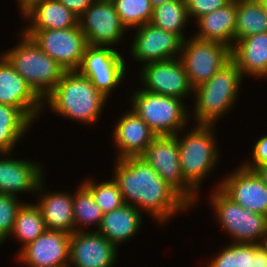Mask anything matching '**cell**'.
<instances>
[{
    "instance_id": "obj_1",
    "label": "cell",
    "mask_w": 267,
    "mask_h": 267,
    "mask_svg": "<svg viewBox=\"0 0 267 267\" xmlns=\"http://www.w3.org/2000/svg\"><path fill=\"white\" fill-rule=\"evenodd\" d=\"M112 178L125 204L141 207L159 222L191 206L140 156L117 159ZM133 203V204H132Z\"/></svg>"
},
{
    "instance_id": "obj_2",
    "label": "cell",
    "mask_w": 267,
    "mask_h": 267,
    "mask_svg": "<svg viewBox=\"0 0 267 267\" xmlns=\"http://www.w3.org/2000/svg\"><path fill=\"white\" fill-rule=\"evenodd\" d=\"M45 100L57 114L89 124L97 122L107 98L89 78L78 71H66Z\"/></svg>"
},
{
    "instance_id": "obj_3",
    "label": "cell",
    "mask_w": 267,
    "mask_h": 267,
    "mask_svg": "<svg viewBox=\"0 0 267 267\" xmlns=\"http://www.w3.org/2000/svg\"><path fill=\"white\" fill-rule=\"evenodd\" d=\"M21 42L3 56L44 101L66 72L54 59L43 52L34 40L22 33Z\"/></svg>"
},
{
    "instance_id": "obj_4",
    "label": "cell",
    "mask_w": 267,
    "mask_h": 267,
    "mask_svg": "<svg viewBox=\"0 0 267 267\" xmlns=\"http://www.w3.org/2000/svg\"><path fill=\"white\" fill-rule=\"evenodd\" d=\"M237 64L231 60L207 82L196 87L194 119L197 124L215 125V122L232 107L242 82Z\"/></svg>"
},
{
    "instance_id": "obj_5",
    "label": "cell",
    "mask_w": 267,
    "mask_h": 267,
    "mask_svg": "<svg viewBox=\"0 0 267 267\" xmlns=\"http://www.w3.org/2000/svg\"><path fill=\"white\" fill-rule=\"evenodd\" d=\"M214 125L198 124L178 140L180 168L184 179L198 192L200 182L213 170L218 160ZM211 170V171H210Z\"/></svg>"
},
{
    "instance_id": "obj_6",
    "label": "cell",
    "mask_w": 267,
    "mask_h": 267,
    "mask_svg": "<svg viewBox=\"0 0 267 267\" xmlns=\"http://www.w3.org/2000/svg\"><path fill=\"white\" fill-rule=\"evenodd\" d=\"M132 111L142 118L157 135H176L186 125L188 114L181 99L154 94L146 90L136 91L130 98ZM180 130V131H179Z\"/></svg>"
},
{
    "instance_id": "obj_7",
    "label": "cell",
    "mask_w": 267,
    "mask_h": 267,
    "mask_svg": "<svg viewBox=\"0 0 267 267\" xmlns=\"http://www.w3.org/2000/svg\"><path fill=\"white\" fill-rule=\"evenodd\" d=\"M210 198L219 223L230 233L234 243H260L267 233V216L244 209L219 187Z\"/></svg>"
},
{
    "instance_id": "obj_8",
    "label": "cell",
    "mask_w": 267,
    "mask_h": 267,
    "mask_svg": "<svg viewBox=\"0 0 267 267\" xmlns=\"http://www.w3.org/2000/svg\"><path fill=\"white\" fill-rule=\"evenodd\" d=\"M187 41L183 42L179 59L193 89L207 82L232 60V48L223 43L195 37Z\"/></svg>"
},
{
    "instance_id": "obj_9",
    "label": "cell",
    "mask_w": 267,
    "mask_h": 267,
    "mask_svg": "<svg viewBox=\"0 0 267 267\" xmlns=\"http://www.w3.org/2000/svg\"><path fill=\"white\" fill-rule=\"evenodd\" d=\"M140 157L190 205L196 202L197 192L181 172L178 140L175 135L156 136Z\"/></svg>"
},
{
    "instance_id": "obj_10",
    "label": "cell",
    "mask_w": 267,
    "mask_h": 267,
    "mask_svg": "<svg viewBox=\"0 0 267 267\" xmlns=\"http://www.w3.org/2000/svg\"><path fill=\"white\" fill-rule=\"evenodd\" d=\"M65 71H77L87 45L79 23L67 29L23 31Z\"/></svg>"
},
{
    "instance_id": "obj_11",
    "label": "cell",
    "mask_w": 267,
    "mask_h": 267,
    "mask_svg": "<svg viewBox=\"0 0 267 267\" xmlns=\"http://www.w3.org/2000/svg\"><path fill=\"white\" fill-rule=\"evenodd\" d=\"M125 66L123 56L115 49L88 45L77 71L89 78L96 89L107 98L124 77Z\"/></svg>"
},
{
    "instance_id": "obj_12",
    "label": "cell",
    "mask_w": 267,
    "mask_h": 267,
    "mask_svg": "<svg viewBox=\"0 0 267 267\" xmlns=\"http://www.w3.org/2000/svg\"><path fill=\"white\" fill-rule=\"evenodd\" d=\"M87 45L112 46L122 39L126 27L109 0H95L78 18Z\"/></svg>"
},
{
    "instance_id": "obj_13",
    "label": "cell",
    "mask_w": 267,
    "mask_h": 267,
    "mask_svg": "<svg viewBox=\"0 0 267 267\" xmlns=\"http://www.w3.org/2000/svg\"><path fill=\"white\" fill-rule=\"evenodd\" d=\"M141 79L143 90L181 100L194 90L179 57L144 64Z\"/></svg>"
},
{
    "instance_id": "obj_14",
    "label": "cell",
    "mask_w": 267,
    "mask_h": 267,
    "mask_svg": "<svg viewBox=\"0 0 267 267\" xmlns=\"http://www.w3.org/2000/svg\"><path fill=\"white\" fill-rule=\"evenodd\" d=\"M131 54L143 64L180 56L184 40L177 34L146 23L136 28ZM177 54V56H176Z\"/></svg>"
},
{
    "instance_id": "obj_15",
    "label": "cell",
    "mask_w": 267,
    "mask_h": 267,
    "mask_svg": "<svg viewBox=\"0 0 267 267\" xmlns=\"http://www.w3.org/2000/svg\"><path fill=\"white\" fill-rule=\"evenodd\" d=\"M69 249V233L46 229L20 250L18 259L29 267H69Z\"/></svg>"
},
{
    "instance_id": "obj_16",
    "label": "cell",
    "mask_w": 267,
    "mask_h": 267,
    "mask_svg": "<svg viewBox=\"0 0 267 267\" xmlns=\"http://www.w3.org/2000/svg\"><path fill=\"white\" fill-rule=\"evenodd\" d=\"M116 257L117 247L97 230L70 234L69 267H112Z\"/></svg>"
},
{
    "instance_id": "obj_17",
    "label": "cell",
    "mask_w": 267,
    "mask_h": 267,
    "mask_svg": "<svg viewBox=\"0 0 267 267\" xmlns=\"http://www.w3.org/2000/svg\"><path fill=\"white\" fill-rule=\"evenodd\" d=\"M218 185L244 209L267 216V187L254 171L239 167Z\"/></svg>"
},
{
    "instance_id": "obj_18",
    "label": "cell",
    "mask_w": 267,
    "mask_h": 267,
    "mask_svg": "<svg viewBox=\"0 0 267 267\" xmlns=\"http://www.w3.org/2000/svg\"><path fill=\"white\" fill-rule=\"evenodd\" d=\"M0 58V104L18 108L33 123L44 101L3 55Z\"/></svg>"
},
{
    "instance_id": "obj_19",
    "label": "cell",
    "mask_w": 267,
    "mask_h": 267,
    "mask_svg": "<svg viewBox=\"0 0 267 267\" xmlns=\"http://www.w3.org/2000/svg\"><path fill=\"white\" fill-rule=\"evenodd\" d=\"M157 135L134 111L124 114L115 126L113 138L120 152L118 159L139 157Z\"/></svg>"
},
{
    "instance_id": "obj_20",
    "label": "cell",
    "mask_w": 267,
    "mask_h": 267,
    "mask_svg": "<svg viewBox=\"0 0 267 267\" xmlns=\"http://www.w3.org/2000/svg\"><path fill=\"white\" fill-rule=\"evenodd\" d=\"M42 167L34 162L0 159V194L43 191Z\"/></svg>"
},
{
    "instance_id": "obj_21",
    "label": "cell",
    "mask_w": 267,
    "mask_h": 267,
    "mask_svg": "<svg viewBox=\"0 0 267 267\" xmlns=\"http://www.w3.org/2000/svg\"><path fill=\"white\" fill-rule=\"evenodd\" d=\"M237 0H231L227 5L198 18V34L196 39L217 41L231 48L235 44Z\"/></svg>"
},
{
    "instance_id": "obj_22",
    "label": "cell",
    "mask_w": 267,
    "mask_h": 267,
    "mask_svg": "<svg viewBox=\"0 0 267 267\" xmlns=\"http://www.w3.org/2000/svg\"><path fill=\"white\" fill-rule=\"evenodd\" d=\"M232 60L244 74L267 76V32L238 40L232 48Z\"/></svg>"
},
{
    "instance_id": "obj_23",
    "label": "cell",
    "mask_w": 267,
    "mask_h": 267,
    "mask_svg": "<svg viewBox=\"0 0 267 267\" xmlns=\"http://www.w3.org/2000/svg\"><path fill=\"white\" fill-rule=\"evenodd\" d=\"M141 211L133 205L124 204L120 208L103 214L98 232L112 244H118L130 239L141 226Z\"/></svg>"
},
{
    "instance_id": "obj_24",
    "label": "cell",
    "mask_w": 267,
    "mask_h": 267,
    "mask_svg": "<svg viewBox=\"0 0 267 267\" xmlns=\"http://www.w3.org/2000/svg\"><path fill=\"white\" fill-rule=\"evenodd\" d=\"M24 17L32 23L23 31L67 29L78 24V17L59 0L38 3Z\"/></svg>"
},
{
    "instance_id": "obj_25",
    "label": "cell",
    "mask_w": 267,
    "mask_h": 267,
    "mask_svg": "<svg viewBox=\"0 0 267 267\" xmlns=\"http://www.w3.org/2000/svg\"><path fill=\"white\" fill-rule=\"evenodd\" d=\"M41 197L36 205L41 211L46 228L69 234L75 232L73 196L65 192H44Z\"/></svg>"
},
{
    "instance_id": "obj_26",
    "label": "cell",
    "mask_w": 267,
    "mask_h": 267,
    "mask_svg": "<svg viewBox=\"0 0 267 267\" xmlns=\"http://www.w3.org/2000/svg\"><path fill=\"white\" fill-rule=\"evenodd\" d=\"M32 122L18 109L0 104V154L9 155Z\"/></svg>"
},
{
    "instance_id": "obj_27",
    "label": "cell",
    "mask_w": 267,
    "mask_h": 267,
    "mask_svg": "<svg viewBox=\"0 0 267 267\" xmlns=\"http://www.w3.org/2000/svg\"><path fill=\"white\" fill-rule=\"evenodd\" d=\"M267 32V11L258 0H237L235 43L247 36Z\"/></svg>"
},
{
    "instance_id": "obj_28",
    "label": "cell",
    "mask_w": 267,
    "mask_h": 267,
    "mask_svg": "<svg viewBox=\"0 0 267 267\" xmlns=\"http://www.w3.org/2000/svg\"><path fill=\"white\" fill-rule=\"evenodd\" d=\"M188 20L185 0H174L154 7L150 23L155 27L179 35L183 40H187L182 30Z\"/></svg>"
},
{
    "instance_id": "obj_29",
    "label": "cell",
    "mask_w": 267,
    "mask_h": 267,
    "mask_svg": "<svg viewBox=\"0 0 267 267\" xmlns=\"http://www.w3.org/2000/svg\"><path fill=\"white\" fill-rule=\"evenodd\" d=\"M46 229L39 207L36 204L23 203L17 212L11 235L14 234L20 242H23V248Z\"/></svg>"
},
{
    "instance_id": "obj_30",
    "label": "cell",
    "mask_w": 267,
    "mask_h": 267,
    "mask_svg": "<svg viewBox=\"0 0 267 267\" xmlns=\"http://www.w3.org/2000/svg\"><path fill=\"white\" fill-rule=\"evenodd\" d=\"M73 214L75 232L82 231L81 226H91V224L97 225L98 230L101 224L103 212L96 204L91 191L82 183L73 196Z\"/></svg>"
},
{
    "instance_id": "obj_31",
    "label": "cell",
    "mask_w": 267,
    "mask_h": 267,
    "mask_svg": "<svg viewBox=\"0 0 267 267\" xmlns=\"http://www.w3.org/2000/svg\"><path fill=\"white\" fill-rule=\"evenodd\" d=\"M121 23L128 29L150 23L153 7L150 0H112Z\"/></svg>"
},
{
    "instance_id": "obj_32",
    "label": "cell",
    "mask_w": 267,
    "mask_h": 267,
    "mask_svg": "<svg viewBox=\"0 0 267 267\" xmlns=\"http://www.w3.org/2000/svg\"><path fill=\"white\" fill-rule=\"evenodd\" d=\"M92 193L96 204L103 214L120 208L125 204L123 196L116 182L111 179L106 182L94 183L92 180L82 182Z\"/></svg>"
},
{
    "instance_id": "obj_33",
    "label": "cell",
    "mask_w": 267,
    "mask_h": 267,
    "mask_svg": "<svg viewBox=\"0 0 267 267\" xmlns=\"http://www.w3.org/2000/svg\"><path fill=\"white\" fill-rule=\"evenodd\" d=\"M255 244L232 243L225 247L207 267H251Z\"/></svg>"
},
{
    "instance_id": "obj_34",
    "label": "cell",
    "mask_w": 267,
    "mask_h": 267,
    "mask_svg": "<svg viewBox=\"0 0 267 267\" xmlns=\"http://www.w3.org/2000/svg\"><path fill=\"white\" fill-rule=\"evenodd\" d=\"M18 197L10 194H0V245L11 235L17 212L22 206Z\"/></svg>"
},
{
    "instance_id": "obj_35",
    "label": "cell",
    "mask_w": 267,
    "mask_h": 267,
    "mask_svg": "<svg viewBox=\"0 0 267 267\" xmlns=\"http://www.w3.org/2000/svg\"><path fill=\"white\" fill-rule=\"evenodd\" d=\"M231 0H185L188 17L197 20L203 15L209 14L227 5Z\"/></svg>"
},
{
    "instance_id": "obj_36",
    "label": "cell",
    "mask_w": 267,
    "mask_h": 267,
    "mask_svg": "<svg viewBox=\"0 0 267 267\" xmlns=\"http://www.w3.org/2000/svg\"><path fill=\"white\" fill-rule=\"evenodd\" d=\"M252 158L253 163L246 162L244 165L242 164V166L252 171L256 167L267 166V135L262 136L257 140L256 144L254 145Z\"/></svg>"
},
{
    "instance_id": "obj_37",
    "label": "cell",
    "mask_w": 267,
    "mask_h": 267,
    "mask_svg": "<svg viewBox=\"0 0 267 267\" xmlns=\"http://www.w3.org/2000/svg\"><path fill=\"white\" fill-rule=\"evenodd\" d=\"M78 18L95 0H59Z\"/></svg>"
},
{
    "instance_id": "obj_38",
    "label": "cell",
    "mask_w": 267,
    "mask_h": 267,
    "mask_svg": "<svg viewBox=\"0 0 267 267\" xmlns=\"http://www.w3.org/2000/svg\"><path fill=\"white\" fill-rule=\"evenodd\" d=\"M251 267H267V254L259 244H255V254L252 256Z\"/></svg>"
},
{
    "instance_id": "obj_39",
    "label": "cell",
    "mask_w": 267,
    "mask_h": 267,
    "mask_svg": "<svg viewBox=\"0 0 267 267\" xmlns=\"http://www.w3.org/2000/svg\"><path fill=\"white\" fill-rule=\"evenodd\" d=\"M45 0H18V4L22 11L23 16L36 4L44 2Z\"/></svg>"
},
{
    "instance_id": "obj_40",
    "label": "cell",
    "mask_w": 267,
    "mask_h": 267,
    "mask_svg": "<svg viewBox=\"0 0 267 267\" xmlns=\"http://www.w3.org/2000/svg\"><path fill=\"white\" fill-rule=\"evenodd\" d=\"M267 187V166H259L253 170Z\"/></svg>"
},
{
    "instance_id": "obj_41",
    "label": "cell",
    "mask_w": 267,
    "mask_h": 267,
    "mask_svg": "<svg viewBox=\"0 0 267 267\" xmlns=\"http://www.w3.org/2000/svg\"><path fill=\"white\" fill-rule=\"evenodd\" d=\"M259 246L263 249V251L267 254V233L261 239Z\"/></svg>"
},
{
    "instance_id": "obj_42",
    "label": "cell",
    "mask_w": 267,
    "mask_h": 267,
    "mask_svg": "<svg viewBox=\"0 0 267 267\" xmlns=\"http://www.w3.org/2000/svg\"><path fill=\"white\" fill-rule=\"evenodd\" d=\"M167 1H174V0H150L151 5H152L153 8L158 6V5H161V4H163L164 2H167Z\"/></svg>"
},
{
    "instance_id": "obj_43",
    "label": "cell",
    "mask_w": 267,
    "mask_h": 267,
    "mask_svg": "<svg viewBox=\"0 0 267 267\" xmlns=\"http://www.w3.org/2000/svg\"><path fill=\"white\" fill-rule=\"evenodd\" d=\"M262 7L267 11V0H258Z\"/></svg>"
}]
</instances>
